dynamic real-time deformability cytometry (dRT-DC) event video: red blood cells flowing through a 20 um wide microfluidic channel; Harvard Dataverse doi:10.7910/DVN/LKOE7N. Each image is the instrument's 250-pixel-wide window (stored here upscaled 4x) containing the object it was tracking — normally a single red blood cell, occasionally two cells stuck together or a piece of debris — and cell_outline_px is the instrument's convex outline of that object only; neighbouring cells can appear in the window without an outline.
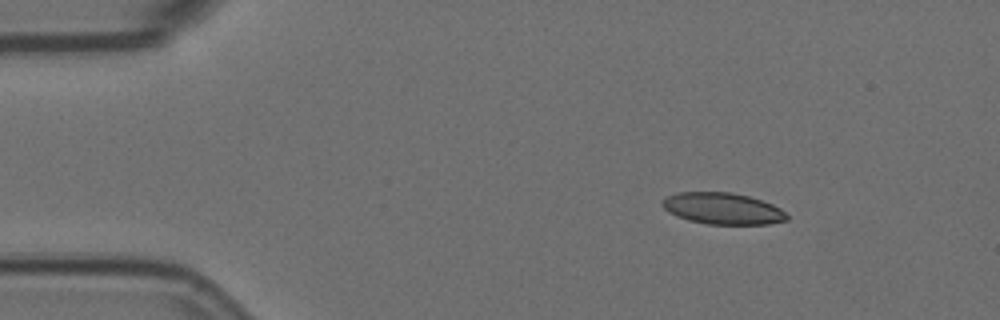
{"species": "Egyptian fruit bat (a non-hibernating species)", "species_latin": "Rousettus aegyptiacus", "temperature_condition": "room temperature", "stored_images_in_passage": 7, "camera_frame_rate_fps": 3000, "um_per_image_px": 0.085, "animal": {"sex": "female"}, "frame": {"image": 1, "passage_image": 3, "time_ms": 0.667, "image_size_px": [1000, 320], "cell_outline_px": [[788, 220], [768, 224], [708, 224], [688, 220], [676, 216], [668, 212], [660, 204], [660, 200], [676, 192], [732, 192], [748, 196], [772, 204], [780, 208], [788, 216]], "centroid_in_image_um": [61.39, 17.72], "position_along_channel_um": 23.6, "area_um2": 22.95}}
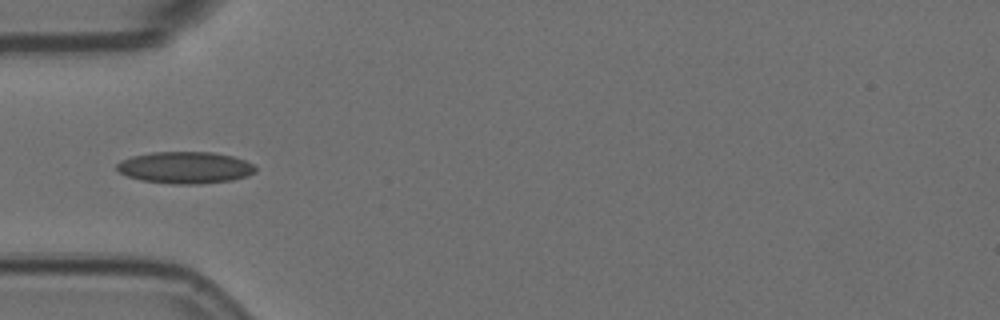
{"frame": {"image": 2, "passage_image": 6, "time_ms": 1.667, "image_size_px": [1000, 320], "cell_outline_px": [[256, 172], [248, 176], [232, 180], [200, 184], [172, 184], [140, 180], [128, 176], [120, 172], [116, 168], [116, 164], [120, 160], [132, 156], [152, 152], [212, 152], [232, 156], [244, 160], [252, 164], [256, 168]], "centroid_in_image_um": [15.73, 14.25], "position_along_channel_um": 69.3, "area_um2": 25.78}}
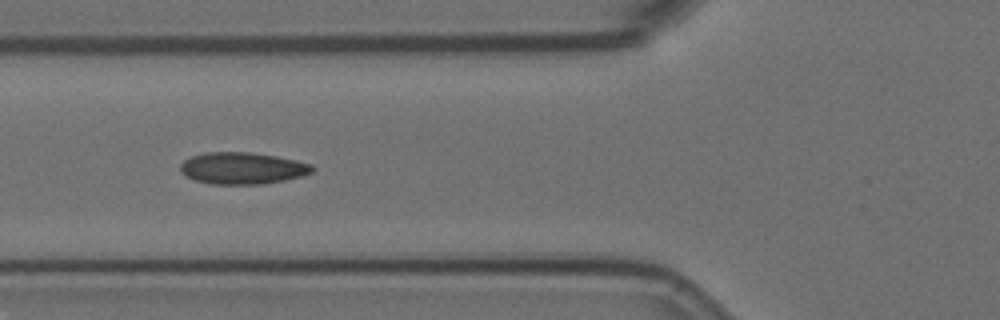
{"frame": {"image": 3, "passage_image": 7, "time_ms": 2.0, "image_size_px": [1000, 320], "cell_outline_px": [[316, 168], [312, 172], [304, 176], [264, 184], [212, 184], [196, 180], [184, 176], [180, 172], [180, 164], [184, 160], [192, 156], [204, 152], [248, 152], [276, 156], [296, 160], [312, 164]], "centroid_in_image_um": [20.61, 14.3], "position_along_channel_um": 105.2, "area_um2": 24.62}}